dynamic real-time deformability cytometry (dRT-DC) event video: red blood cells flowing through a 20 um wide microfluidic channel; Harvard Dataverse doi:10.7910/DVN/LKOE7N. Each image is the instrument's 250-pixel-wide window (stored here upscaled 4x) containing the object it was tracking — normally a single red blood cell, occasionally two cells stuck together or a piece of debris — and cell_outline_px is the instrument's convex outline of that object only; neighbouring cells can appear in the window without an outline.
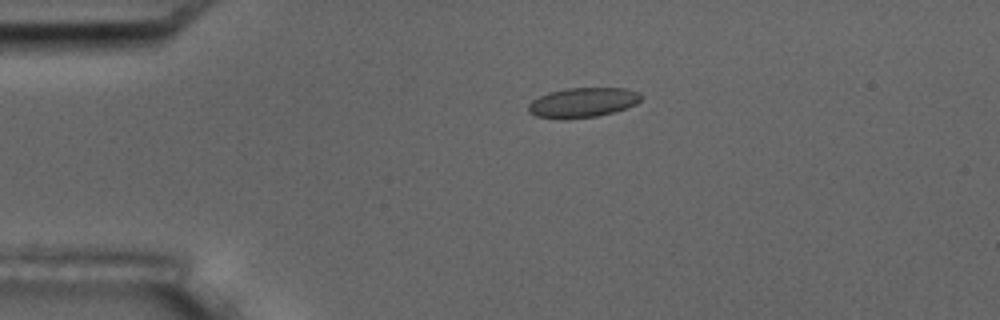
{"species": "common noctule bat (a hibernating species)", "species_latin": "Nyctalus noctula", "temperature_condition": "room temperature", "stored_images_in_passage": 3, "camera_frame_rate_fps": 3000, "um_per_image_px": 0.085, "animal": {"sex": "male", "body_mass_g": 17.5, "forearm_length_mm": 52.3}, "frame": {"image": 1, "passage_image": 2, "time_ms": 1.0, "image_size_px": [1000, 320], "cell_outline_px": [[644, 96], [636, 104], [612, 112], [596, 116], [564, 120], [536, 116], [528, 112], [528, 104], [532, 100], [548, 92], [568, 88], [624, 88], [640, 92]], "centroid_in_image_um": [49.52, 8.71], "position_along_channel_um": 35.5, "area_um2": 19.65}}